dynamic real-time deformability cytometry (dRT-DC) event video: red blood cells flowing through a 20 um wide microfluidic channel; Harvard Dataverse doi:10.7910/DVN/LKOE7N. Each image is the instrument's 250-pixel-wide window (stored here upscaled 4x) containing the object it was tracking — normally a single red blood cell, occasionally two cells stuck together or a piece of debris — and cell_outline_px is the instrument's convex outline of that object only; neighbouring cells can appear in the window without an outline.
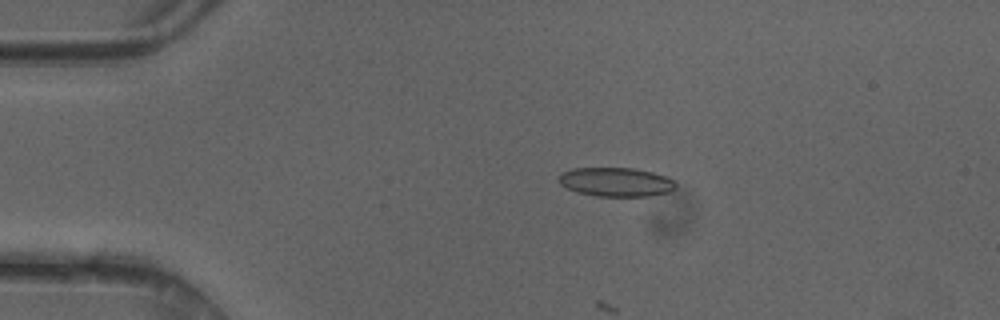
{"species": "common noctule bat (a hibernating species)", "species_latin": "Nyctalus noctula", "temperature_condition": "cold", "stored_images_in_passage": 28, "camera_frame_rate_fps": 3000, "um_per_image_px": 0.085, "animal": {"sex": "female"}, "frame": {"image": 1, "passage_image": 10, "time_ms": 3.0, "image_size_px": [1000, 320], "cell_outline_px": [[676, 188], [668, 192], [648, 196], [596, 196], [576, 192], [560, 184], [556, 180], [560, 172], [572, 168], [632, 168], [652, 172], [664, 176], [672, 180], [676, 184]], "centroid_in_image_um": [52.29, 15.47], "position_along_channel_um": 32.7, "area_um2": 19.83}}